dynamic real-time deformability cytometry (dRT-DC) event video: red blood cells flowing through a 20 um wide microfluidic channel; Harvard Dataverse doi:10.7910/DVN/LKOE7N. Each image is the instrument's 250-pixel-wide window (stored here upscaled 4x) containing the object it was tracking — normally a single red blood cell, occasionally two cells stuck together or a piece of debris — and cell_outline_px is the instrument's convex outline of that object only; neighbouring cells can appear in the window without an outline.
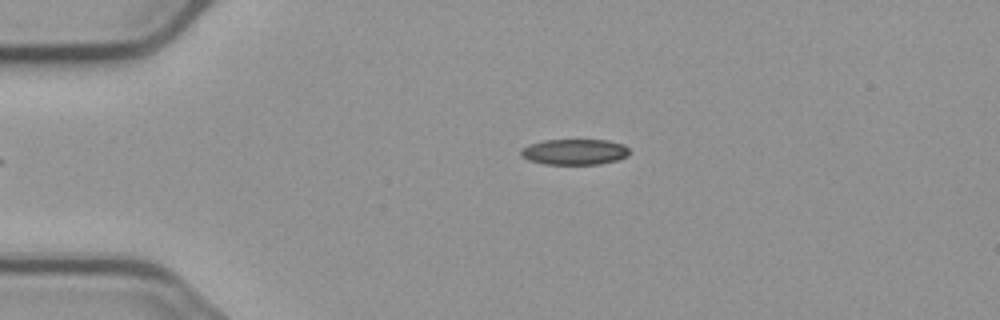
{"species": "common noctule bat (a hibernating species)", "species_latin": "Nyctalus noctula", "temperature_condition": "cold", "stored_images_in_passage": 2, "camera_frame_rate_fps": 3000, "um_per_image_px": 0.085, "animal": {"sex": "male", "body_mass_g": 23.1, "forearm_length_mm": 52.7}, "frame": {"image": 1, "passage_image": 2, "time_ms": 1.333, "image_size_px": [1000, 320], "cell_outline_px": [[628, 156], [616, 160], [600, 164], [544, 164], [528, 160], [520, 156], [520, 148], [528, 144], [544, 140], [608, 140], [624, 144], [628, 148]], "centroid_in_image_um": [48.79, 12.9], "position_along_channel_um": 36.2, "area_um2": 16.42}}